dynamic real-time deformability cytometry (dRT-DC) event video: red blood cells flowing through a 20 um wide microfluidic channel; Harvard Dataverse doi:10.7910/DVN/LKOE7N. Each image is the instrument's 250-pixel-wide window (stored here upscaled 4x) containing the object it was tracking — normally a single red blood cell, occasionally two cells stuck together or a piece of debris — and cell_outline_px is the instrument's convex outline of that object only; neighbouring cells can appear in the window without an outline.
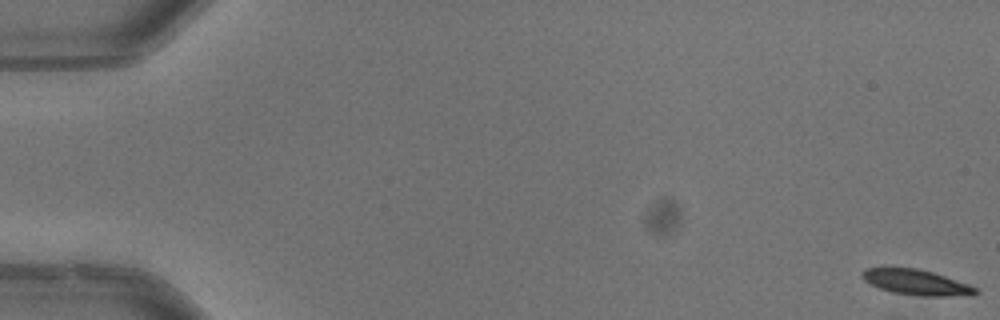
{"species": "common noctule bat (a hibernating species)", "species_latin": "Nyctalus noctula", "temperature_condition": "warm", "stored_images_in_passage": 17, "camera_frame_rate_fps": 3000, "um_per_image_px": 0.085, "animal": {"sex": "male", "body_mass_g": 13.3}, "frame": {"image": 1, "passage_image": 1, "time_ms": 0.0, "image_size_px": [1000, 320], "cell_outline_px": [[980, 292], [972, 296], [924, 296], [892, 292], [880, 288], [864, 280], [860, 276], [860, 272], [864, 268], [916, 268], [932, 272], [968, 284], [976, 288]], "centroid_in_image_um": [77.9, 24.0], "position_along_channel_um": 7.1, "area_um2": 16.7}}
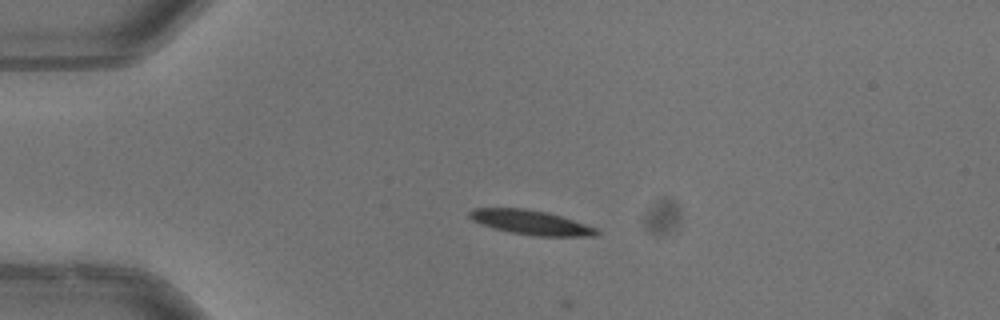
{"frame": {"image": 2, "passage_image": 14, "time_ms": 4.333, "image_size_px": [1000, 320], "cell_outline_px": [[600, 232], [596, 236], [536, 236], [512, 232], [492, 228], [480, 224], [472, 220], [468, 216], [468, 212], [472, 208], [524, 208], [548, 212], [596, 228]], "centroid_in_image_um": [45.07, 18.9], "position_along_channel_um": 39.9, "area_um2": 18.03}}